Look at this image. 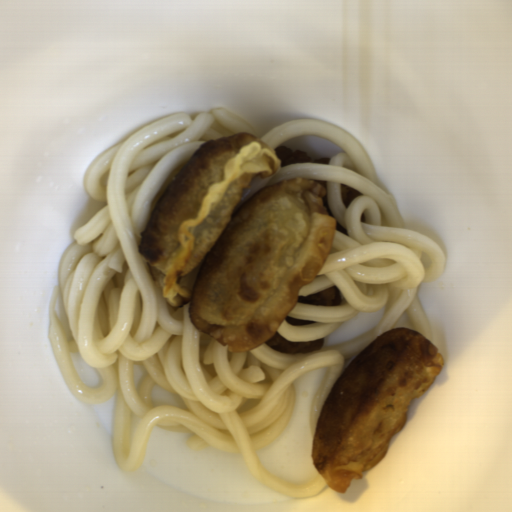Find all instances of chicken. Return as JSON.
<instances>
[{"label":"chicken","instance_id":"1","mask_svg":"<svg viewBox=\"0 0 512 512\" xmlns=\"http://www.w3.org/2000/svg\"><path fill=\"white\" fill-rule=\"evenodd\" d=\"M270 348L286 354H302L323 349L325 337L314 341H288L278 330L272 338L262 342Z\"/></svg>","mask_w":512,"mask_h":512},{"label":"chicken","instance_id":"2","mask_svg":"<svg viewBox=\"0 0 512 512\" xmlns=\"http://www.w3.org/2000/svg\"><path fill=\"white\" fill-rule=\"evenodd\" d=\"M279 159L278 168L289 166L296 163H322L329 164L330 157H318L313 159L308 153L279 144L272 149Z\"/></svg>","mask_w":512,"mask_h":512},{"label":"chicken","instance_id":"3","mask_svg":"<svg viewBox=\"0 0 512 512\" xmlns=\"http://www.w3.org/2000/svg\"><path fill=\"white\" fill-rule=\"evenodd\" d=\"M343 302V297L337 286L330 287L310 296H300L297 294L295 304L322 306V307H339Z\"/></svg>","mask_w":512,"mask_h":512},{"label":"chicken","instance_id":"4","mask_svg":"<svg viewBox=\"0 0 512 512\" xmlns=\"http://www.w3.org/2000/svg\"><path fill=\"white\" fill-rule=\"evenodd\" d=\"M340 195H341V201L344 205V207H349L352 202L359 196L363 195L360 192L356 191L355 189L345 185L341 184L340 186Z\"/></svg>","mask_w":512,"mask_h":512},{"label":"chicken","instance_id":"5","mask_svg":"<svg viewBox=\"0 0 512 512\" xmlns=\"http://www.w3.org/2000/svg\"><path fill=\"white\" fill-rule=\"evenodd\" d=\"M322 204L324 205V207L327 209V211L329 212L330 216L335 218V230H338L340 231L341 233H343L344 235L346 236H349V231H348V228H346L345 226H343L336 218L334 212L332 211V209L330 208L329 206V200H328V192L324 195V198H323V202Z\"/></svg>","mask_w":512,"mask_h":512},{"label":"chicken","instance_id":"6","mask_svg":"<svg viewBox=\"0 0 512 512\" xmlns=\"http://www.w3.org/2000/svg\"><path fill=\"white\" fill-rule=\"evenodd\" d=\"M284 321L287 322L288 324H290L291 326H302V325H307V324H313L314 322H316V321H302V320H298L295 318H291L288 315L286 316Z\"/></svg>","mask_w":512,"mask_h":512},{"label":"chicken","instance_id":"7","mask_svg":"<svg viewBox=\"0 0 512 512\" xmlns=\"http://www.w3.org/2000/svg\"><path fill=\"white\" fill-rule=\"evenodd\" d=\"M313 182H315V183H318V184L322 185V186H323V187H325V188H326V190H327V181L319 180V179H318V180L313 181Z\"/></svg>","mask_w":512,"mask_h":512}]
</instances>
